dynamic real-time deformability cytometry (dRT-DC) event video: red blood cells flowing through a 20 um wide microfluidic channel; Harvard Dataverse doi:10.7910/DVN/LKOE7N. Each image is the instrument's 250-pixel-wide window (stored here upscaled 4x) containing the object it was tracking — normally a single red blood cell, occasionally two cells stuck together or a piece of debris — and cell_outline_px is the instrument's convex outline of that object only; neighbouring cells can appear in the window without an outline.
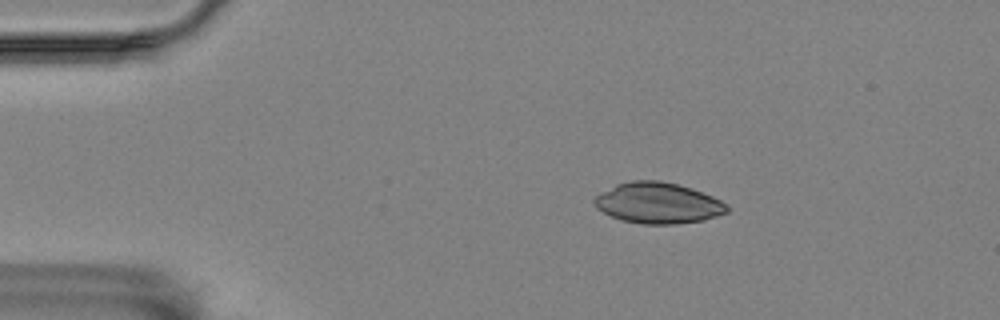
{"species": "Egyptian fruit bat (a non-hibernating species)", "species_latin": "Rousettus aegyptiacus", "temperature_condition": "room temperature", "stored_images_in_passage": 3, "camera_frame_rate_fps": 3000, "um_per_image_px": 0.085, "animal": {"sex": "female"}, "frame": {"image": 1, "passage_image": 1, "time_ms": 0.0, "image_size_px": [1000, 320], "cell_outline_px": [[728, 212], [704, 220], [676, 224], [640, 224], [624, 220], [612, 216], [596, 208], [592, 200], [600, 192], [616, 184], [632, 180], [660, 180], [692, 188], [712, 196], [728, 204]], "centroid_in_image_um": [55.93, 17.25], "position_along_channel_um": 29.1, "area_um2": 31.67}}